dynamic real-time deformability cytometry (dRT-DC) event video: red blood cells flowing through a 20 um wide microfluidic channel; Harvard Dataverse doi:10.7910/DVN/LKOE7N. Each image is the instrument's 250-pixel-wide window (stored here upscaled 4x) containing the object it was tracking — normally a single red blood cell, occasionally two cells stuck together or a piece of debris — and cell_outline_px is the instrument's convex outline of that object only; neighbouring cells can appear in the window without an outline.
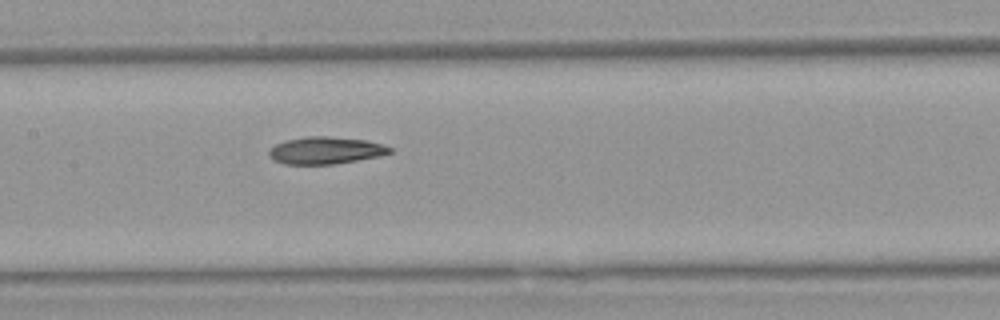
{"species": "Egyptian fruit bat (a non-hibernating species)", "species_latin": "Rousettus aegyptiacus", "temperature_condition": "warm", "stored_images_in_passage": 7, "camera_frame_rate_fps": 3000, "um_per_image_px": 0.085, "animal": {"sex": "female"}, "frame": {"image": 1, "passage_image": 7, "time_ms": 8.0, "image_size_px": [1000, 320], "cell_outline_px": [[392, 152], [380, 156], [336, 164], [284, 164], [272, 160], [268, 156], [268, 148], [276, 144], [288, 140], [308, 136], [328, 136], [368, 140], [384, 144], [392, 148]], "centroid_in_image_um": [27.68, 12.79], "position_along_channel_um": 179.7, "area_um2": 19.36}}